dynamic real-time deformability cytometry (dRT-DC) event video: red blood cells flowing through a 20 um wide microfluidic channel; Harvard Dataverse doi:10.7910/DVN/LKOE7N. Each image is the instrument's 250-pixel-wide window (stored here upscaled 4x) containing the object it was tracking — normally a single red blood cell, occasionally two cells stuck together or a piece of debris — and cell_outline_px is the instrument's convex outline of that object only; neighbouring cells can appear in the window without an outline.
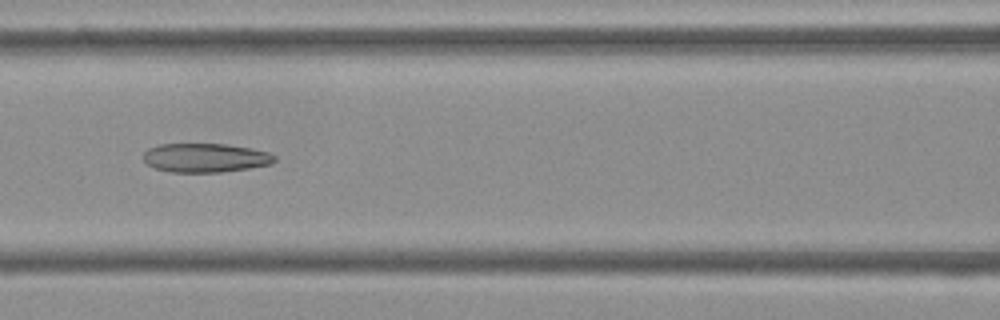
{"species": "Egyptian fruit bat (a non-hibernating species)", "species_latin": "Rousettus aegyptiacus", "temperature_condition": "cold", "stored_images_in_passage": 37, "camera_frame_rate_fps": 3000, "um_per_image_px": 0.085, "frame": {"image": 1, "passage_image": 7, "time_ms": 2.0, "image_size_px": [1000, 320], "cell_outline_px": [[276, 160], [272, 164], [248, 168], [220, 172], [172, 172], [156, 168], [148, 164], [144, 160], [144, 152], [148, 148], [160, 144], [224, 144], [252, 148], [268, 152], [276, 156]], "centroid_in_image_um": [17.48, 13.41], "position_along_channel_um": 149.1, "area_um2": 22.08}}
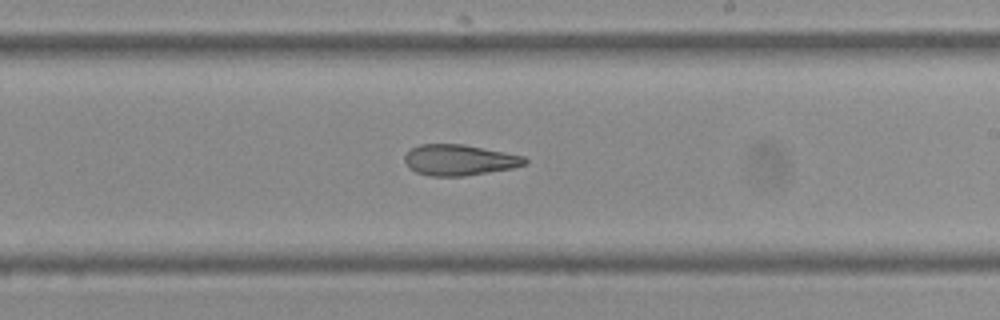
{"frame": {"image": 2, "passage_image": 15, "time_ms": 4.667, "image_size_px": [1000, 320], "cell_outline_px": [[528, 164], [512, 168], [464, 176], [432, 176], [416, 172], [408, 168], [404, 160], [404, 156], [412, 148], [420, 144], [464, 144], [524, 156], [528, 160]], "centroid_in_image_um": [39.04, 13.6], "position_along_channel_um": 250.0, "area_um2": 21.62}}
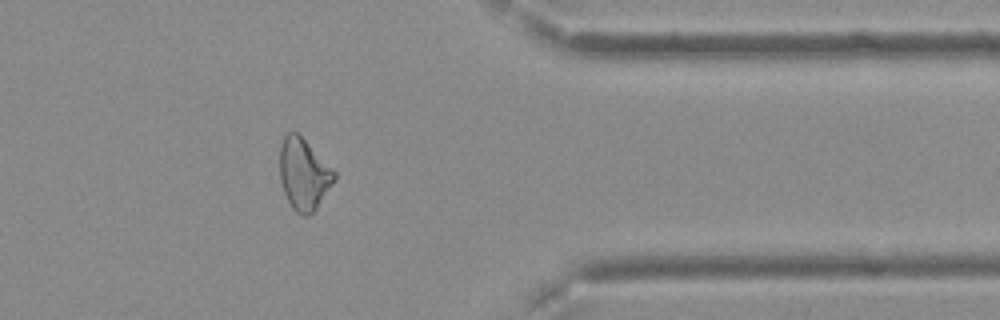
{"frame": {"image": 3, "passage_image": 27, "time_ms": 8.667, "image_size_px": [1000, 320], "cell_outline_px": [[336, 180], [316, 208], [308, 216], [300, 216], [292, 208], [284, 192], [280, 180], [280, 144], [284, 136], [288, 132], [296, 132], [336, 172]], "centroid_in_image_um": [25.81, 14.83], "position_along_channel_um": 385.6, "area_um2": 22.48}}